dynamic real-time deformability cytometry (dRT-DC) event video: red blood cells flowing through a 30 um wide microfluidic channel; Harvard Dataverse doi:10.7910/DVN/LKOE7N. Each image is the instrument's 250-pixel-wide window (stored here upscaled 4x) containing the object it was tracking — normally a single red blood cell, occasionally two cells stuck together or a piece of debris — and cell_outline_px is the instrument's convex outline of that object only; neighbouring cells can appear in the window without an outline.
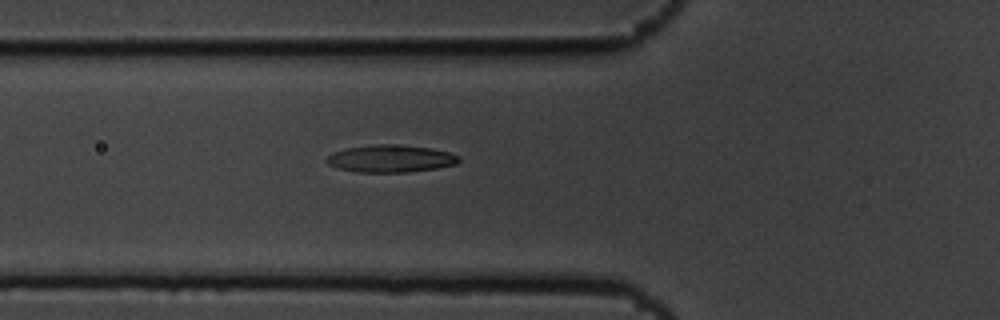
{"species": "common noctule bat (a hibernating species)", "species_latin": "Nyctalus noctula", "temperature_condition": "cold", "stored_images_in_passage": 6, "camera_frame_rate_fps": 3000, "um_per_image_px": 0.085, "animal": {"sex": "male", "body_mass_g": 19.5, "forearm_length_mm": 54.6}, "frame": {"image": 1, "passage_image": 6, "time_ms": 1.667, "image_size_px": [1000, 320], "cell_outline_px": [[460, 160], [456, 164], [436, 168], [408, 172], [356, 172], [340, 168], [328, 164], [324, 160], [332, 152], [344, 148], [372, 144], [388, 144], [428, 148], [448, 152], [460, 156]], "centroid_in_image_um": [33.16, 13.48], "position_along_channel_um": 92.6, "area_um2": 20.98}}